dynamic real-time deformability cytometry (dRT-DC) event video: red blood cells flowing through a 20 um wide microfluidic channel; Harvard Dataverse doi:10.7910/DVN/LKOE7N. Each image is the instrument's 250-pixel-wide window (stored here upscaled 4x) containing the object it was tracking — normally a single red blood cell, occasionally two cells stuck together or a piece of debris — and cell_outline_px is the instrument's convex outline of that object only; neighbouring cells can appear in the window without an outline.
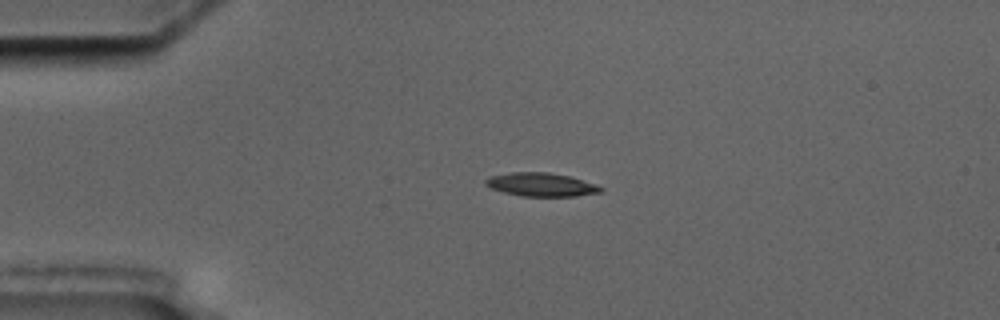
{"species": "common noctule bat (a hibernating species)", "species_latin": "Nyctalus noctula", "temperature_condition": "cold", "stored_images_in_passage": 4, "camera_frame_rate_fps": 3000, "um_per_image_px": 0.085, "animal": {"sex": "male", "body_mass_g": 17.5, "forearm_length_mm": 52.3}, "frame": {"image": 1, "passage_image": 3, "time_ms": 2.333, "image_size_px": [1000, 320], "cell_outline_px": [[604, 188], [600, 192], [576, 196], [520, 196], [504, 192], [492, 188], [484, 184], [484, 180], [488, 176], [512, 172], [548, 172], [568, 176], [596, 184]], "centroid_in_image_um": [45.96, 15.69], "position_along_channel_um": 39.0, "area_um2": 15.72}}